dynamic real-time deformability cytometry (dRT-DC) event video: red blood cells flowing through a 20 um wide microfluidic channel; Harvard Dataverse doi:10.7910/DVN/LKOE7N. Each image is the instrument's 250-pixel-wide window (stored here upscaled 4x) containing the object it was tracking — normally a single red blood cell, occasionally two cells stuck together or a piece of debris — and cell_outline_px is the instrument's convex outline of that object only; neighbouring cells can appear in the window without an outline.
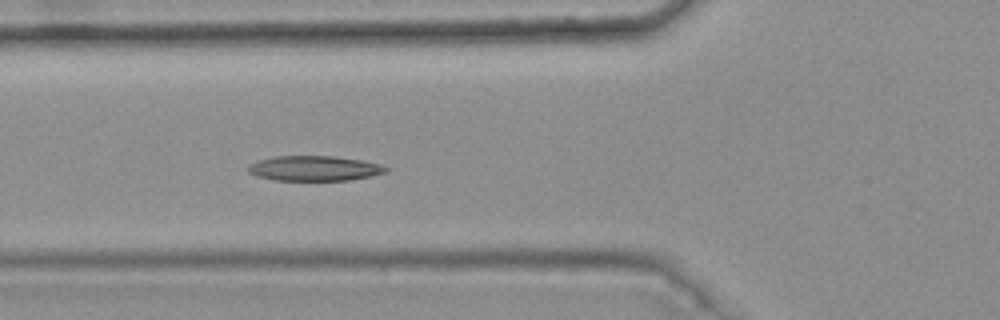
{"species": "common noctule bat (a hibernating species)", "species_latin": "Nyctalus noctula", "temperature_condition": "warm", "stored_images_in_passage": 5, "camera_frame_rate_fps": 3000, "um_per_image_px": 0.085, "animal": {"sex": "female", "body_mass_g": 25.1}, "frame": {"image": 1, "passage_image": 5, "time_ms": 1.333, "image_size_px": [1000, 320], "cell_outline_px": [[388, 172], [372, 176], [348, 180], [272, 180], [256, 176], [248, 172], [248, 164], [260, 160], [276, 156], [332, 156], [360, 160], [380, 164], [388, 168]], "centroid_in_image_um": [26.71, 14.31], "position_along_channel_um": 99.1, "area_um2": 20.06}}